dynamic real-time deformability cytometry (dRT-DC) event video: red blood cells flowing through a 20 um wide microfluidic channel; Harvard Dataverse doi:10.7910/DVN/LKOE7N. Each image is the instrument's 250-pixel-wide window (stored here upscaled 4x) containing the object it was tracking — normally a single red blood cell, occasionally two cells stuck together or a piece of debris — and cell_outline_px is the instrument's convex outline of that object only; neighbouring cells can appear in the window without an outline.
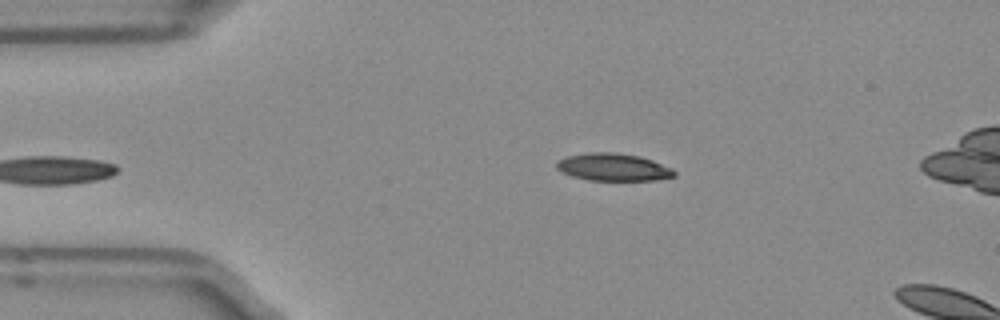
{"species": "Egyptian fruit bat (a non-hibernating species)", "species_latin": "Rousettus aegyptiacus", "temperature_condition": "room temperature", "stored_images_in_passage": 5, "camera_frame_rate_fps": 3000, "um_per_image_px": 0.085, "frame": {"image": 1, "passage_image": 5, "time_ms": 1.333, "image_size_px": [1000, 320], "cell_outline_px": [[676, 176], [656, 180], [588, 180], [572, 176], [556, 168], [556, 160], [568, 156], [592, 152], [612, 152], [640, 156], [652, 160], [672, 168], [676, 172]], "centroid_in_image_um": [52.14, 14.21], "position_along_channel_um": 32.9, "area_um2": 18.79}}